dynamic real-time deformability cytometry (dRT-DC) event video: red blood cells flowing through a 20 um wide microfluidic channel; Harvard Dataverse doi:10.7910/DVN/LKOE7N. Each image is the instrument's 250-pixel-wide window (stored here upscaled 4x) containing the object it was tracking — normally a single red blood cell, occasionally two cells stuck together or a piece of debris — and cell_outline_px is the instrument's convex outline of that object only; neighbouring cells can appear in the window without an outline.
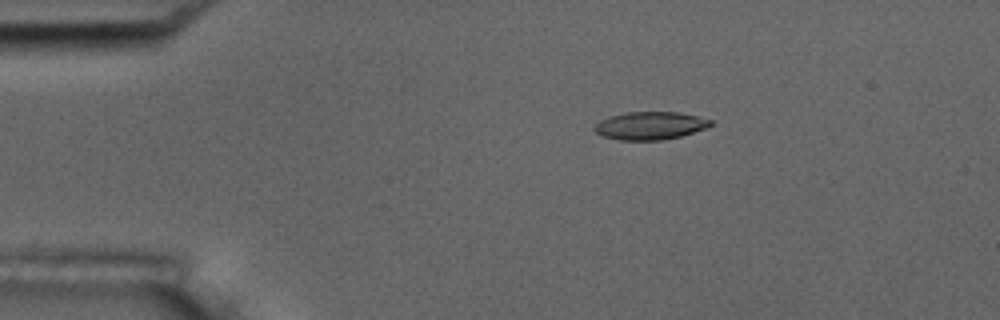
{"species": "common noctule bat (a hibernating species)", "species_latin": "Nyctalus noctula", "temperature_condition": "room temperature", "stored_images_in_passage": 53, "camera_frame_rate_fps": 3000, "um_per_image_px": 0.085, "animal": {"sex": "male", "body_mass_g": 17.5, "forearm_length_mm": 52.3}, "frame": {"image": 1, "passage_image": 9, "time_ms": 2.667, "image_size_px": [1000, 320], "cell_outline_px": [[712, 124], [704, 128], [680, 136], [660, 140], [620, 140], [600, 136], [596, 132], [596, 124], [600, 120], [608, 116], [624, 112], [680, 112], [700, 116], [712, 120]], "centroid_in_image_um": [55.24, 10.67], "position_along_channel_um": 29.8, "area_um2": 18.84}}
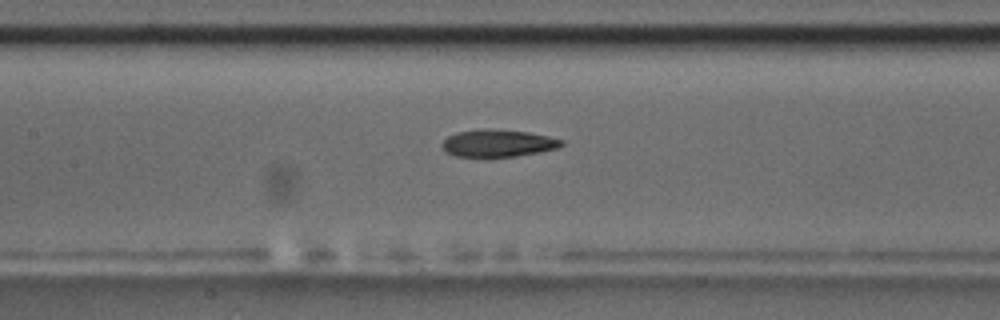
{"frame": {"image": 2, "passage_image": 24, "time_ms": 7.667, "image_size_px": [1000, 320], "cell_outline_px": [[564, 144], [560, 148], [540, 152], [516, 156], [456, 156], [448, 152], [440, 144], [448, 136], [456, 132], [480, 128], [488, 128], [528, 132], [548, 136], [564, 140]], "centroid_in_image_um": [42.36, 12.15], "position_along_channel_um": 165.0, "area_um2": 19.02}}
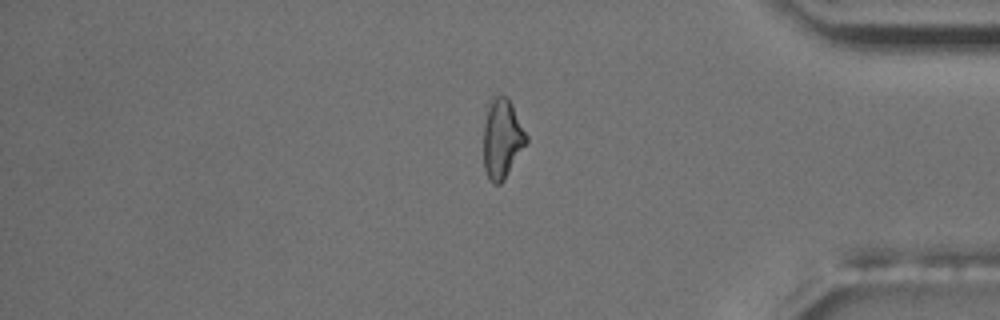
{"frame": {"image": 3, "passage_image": 44, "time_ms": 14.333, "image_size_px": [1000, 320], "cell_outline_px": [[528, 140], [504, 180], [500, 184], [492, 184], [488, 180], [484, 168], [484, 124], [488, 108], [492, 96], [508, 96], [528, 136]], "centroid_in_image_um": [42.67, 11.8], "position_along_channel_um": 392.5, "area_um2": 19.77}, "authors_computed_cell_mechanics": {"area_um2": 19.5942, "velocity_mm_per_s": 3.7736, "shape_relaxation_time_tau1_ms": 5.264, "shape_relaxation_time_tau2_ms": 4.3204, "deformation_change_tau1": 0.1539, "deformation_change_tau2": 0.1277}}